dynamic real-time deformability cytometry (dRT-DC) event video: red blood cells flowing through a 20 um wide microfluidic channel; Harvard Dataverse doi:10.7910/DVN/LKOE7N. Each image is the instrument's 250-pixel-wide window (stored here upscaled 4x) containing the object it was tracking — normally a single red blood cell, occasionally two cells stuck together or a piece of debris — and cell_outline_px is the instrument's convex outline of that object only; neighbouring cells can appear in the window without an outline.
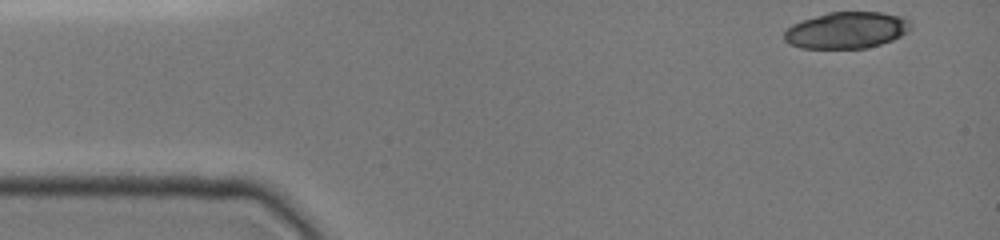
{"species": "common noctule bat (a hibernating species)", "species_latin": "Nyctalus noctula", "temperature_condition": "cold", "stored_images_in_passage": 14, "camera_frame_rate_fps": 3000, "um_per_image_px": 0.085, "animal": {"sex": "female", "body_mass_g": 19.0, "forearm_length_mm": 51.5}, "frame": {"image": 1, "passage_image": 1, "time_ms": 0.0, "image_size_px": [1000, 240], "cell_outline_px": [[912, 24], [908, 32], [892, 40], [880, 44], [864, 48], [800, 48], [788, 44], [784, 40], [784, 32], [792, 24], [828, 12], [880, 12], [900, 16], [908, 20]], "centroid_in_image_um": [71.95, 2.57], "position_along_channel_um": 13.1, "area_um2": 26.82}}